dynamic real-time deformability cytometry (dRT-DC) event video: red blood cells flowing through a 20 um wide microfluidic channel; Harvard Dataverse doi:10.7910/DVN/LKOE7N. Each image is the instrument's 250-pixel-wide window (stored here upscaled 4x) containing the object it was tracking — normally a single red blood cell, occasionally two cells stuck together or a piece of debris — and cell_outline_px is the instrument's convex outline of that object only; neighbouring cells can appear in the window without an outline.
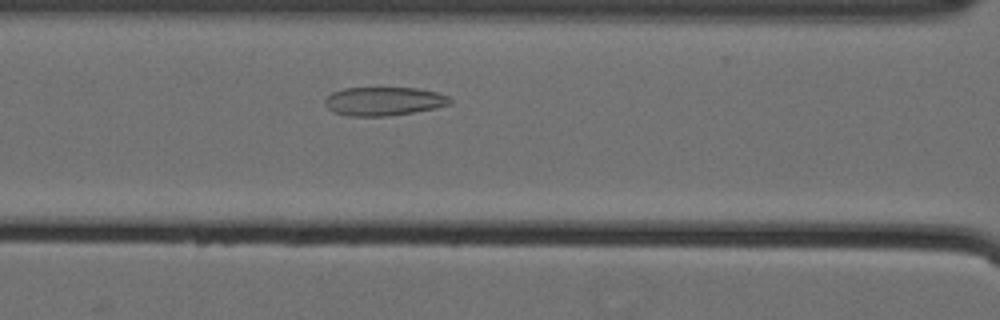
{"species": "Egyptian fruit bat (a non-hibernating species)", "species_latin": "Rousettus aegyptiacus", "temperature_condition": "cold", "stored_images_in_passage": 41, "camera_frame_rate_fps": 3000, "um_per_image_px": 0.085, "animal": {"sex": "female"}, "frame": {"image": 1, "passage_image": 14, "time_ms": 4.333, "image_size_px": [1000, 320], "cell_outline_px": [[452, 100], [448, 104], [436, 108], [388, 116], [348, 116], [332, 112], [324, 104], [324, 100], [332, 92], [344, 88], [416, 88], [436, 92], [448, 96]], "centroid_in_image_um": [32.58, 8.61], "position_along_channel_um": 134.0, "area_um2": 20.81}}
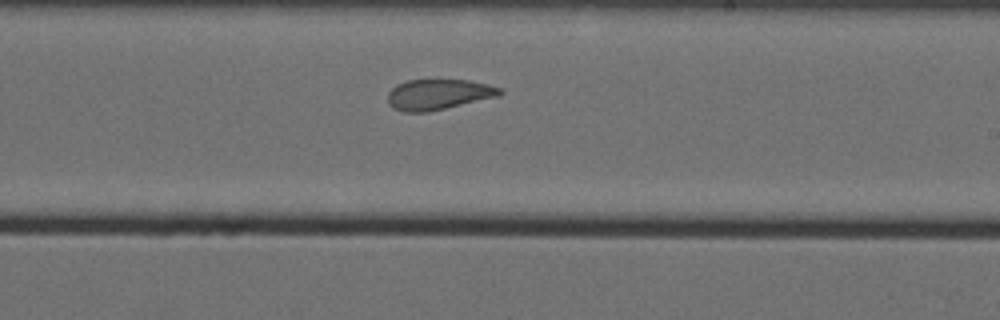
{"frame": {"image": 2, "passage_image": 24, "time_ms": 7.667, "image_size_px": [1000, 320], "cell_outline_px": [[504, 92], [500, 96], [428, 112], [404, 112], [392, 108], [388, 104], [388, 92], [396, 84], [408, 80], [468, 80], [488, 84], [500, 88]], "centroid_in_image_um": [37.26, 8.03], "position_along_channel_um": 251.7, "area_um2": 20.06}}
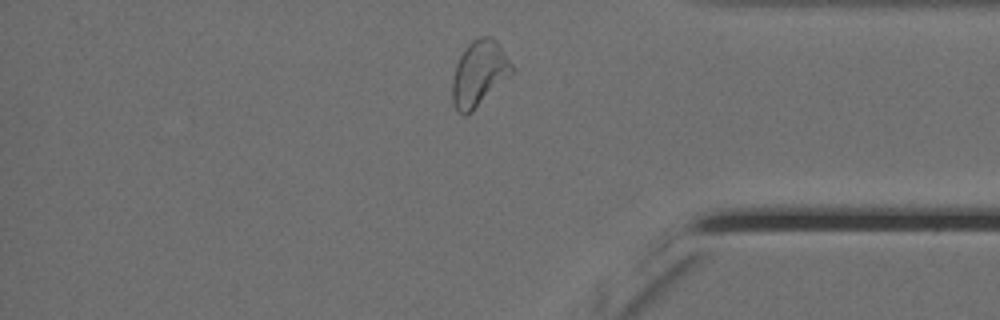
{"frame": {"image": 3, "passage_image": 37, "time_ms": 12.0, "image_size_px": [1000, 320], "cell_outline_px": [[512, 72], [472, 112], [464, 116], [456, 108], [452, 100], [452, 80], [456, 64], [464, 48], [472, 40], [480, 36], [492, 36], [500, 44], [512, 64]], "centroid_in_image_um": [40.7, 6.21], "position_along_channel_um": 394.5, "area_um2": 22.48}, "authors_computed_cell_mechanics": {"area_um2": 21.4438, "velocity_mm_per_s": 3.5412, "shape_relaxation_time_tau1_ms": 10.2865, "shape_relaxation_time_tau2_ms": 1.9346, "deformation_change_tau1": 0.1801, "deformation_change_tau2": 0.0826}}